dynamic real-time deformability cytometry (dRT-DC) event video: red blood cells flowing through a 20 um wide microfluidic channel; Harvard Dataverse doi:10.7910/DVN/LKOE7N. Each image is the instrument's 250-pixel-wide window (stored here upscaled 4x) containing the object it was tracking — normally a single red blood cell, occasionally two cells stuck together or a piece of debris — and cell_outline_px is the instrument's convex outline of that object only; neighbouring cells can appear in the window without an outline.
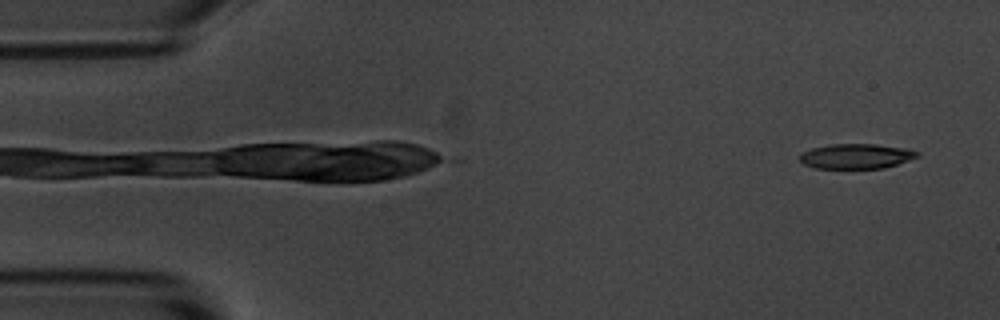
{"species": "common noctule bat (a hibernating species)", "species_latin": "Nyctalus noctula", "temperature_condition": "room temperature", "stored_images_in_passage": 5, "camera_frame_rate_fps": 3000, "um_per_image_px": 0.085, "animal": {"sex": "male", "body_mass_g": 20.1, "forearm_length_mm": 53.5}, "frame": {"image": 1, "passage_image": 1, "time_ms": 0.0, "image_size_px": [1000, 320], "cell_outline_px": [[920, 156], [884, 168], [812, 168], [804, 164], [800, 160], [800, 152], [812, 148], [832, 144], [876, 144], [908, 148], [920, 152]], "centroid_in_image_um": [72.78, 13.27], "position_along_channel_um": 12.2, "area_um2": 17.17}}
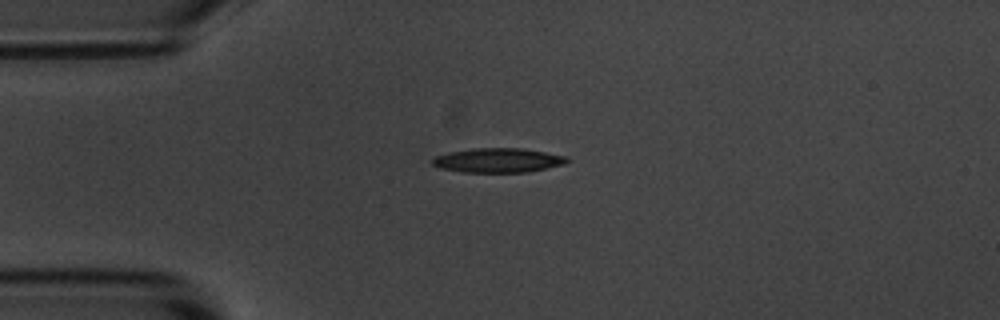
{"frame": {"image": 2, "passage_image": 4, "time_ms": 3.333, "image_size_px": [1000, 320], "cell_outline_px": [[572, 160], [564, 164], [528, 172], [464, 172], [440, 168], [432, 164], [432, 160], [436, 156], [452, 152], [472, 148], [524, 148], [568, 156]], "centroid_in_image_um": [42.4, 13.62], "position_along_channel_um": 42.6, "area_um2": 19.13}}